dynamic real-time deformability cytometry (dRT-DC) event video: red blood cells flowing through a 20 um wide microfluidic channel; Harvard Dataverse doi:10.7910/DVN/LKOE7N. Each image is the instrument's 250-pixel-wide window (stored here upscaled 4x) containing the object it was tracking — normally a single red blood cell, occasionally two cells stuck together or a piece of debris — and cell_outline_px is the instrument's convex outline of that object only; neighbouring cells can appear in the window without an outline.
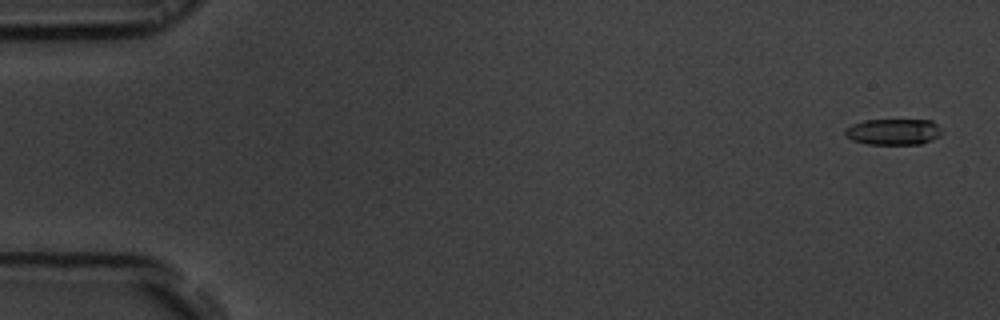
{"species": "common noctule bat (a hibernating species)", "species_latin": "Nyctalus noctula", "temperature_condition": "room temperature", "stored_images_in_passage": 54, "camera_frame_rate_fps": 3000, "um_per_image_px": 0.085, "animal": {"sex": "male", "body_mass_g": 19.5, "forearm_length_mm": 54.6}, "frame": {"image": 1, "passage_image": 2, "time_ms": 0.333, "image_size_px": [1000, 320], "cell_outline_px": [[940, 136], [932, 140], [920, 144], [868, 144], [852, 140], [844, 136], [844, 128], [852, 124], [864, 120], [932, 120], [940, 128]], "centroid_in_image_um": [75.89, 11.2], "position_along_channel_um": 9.1, "area_um2": 14.8}}
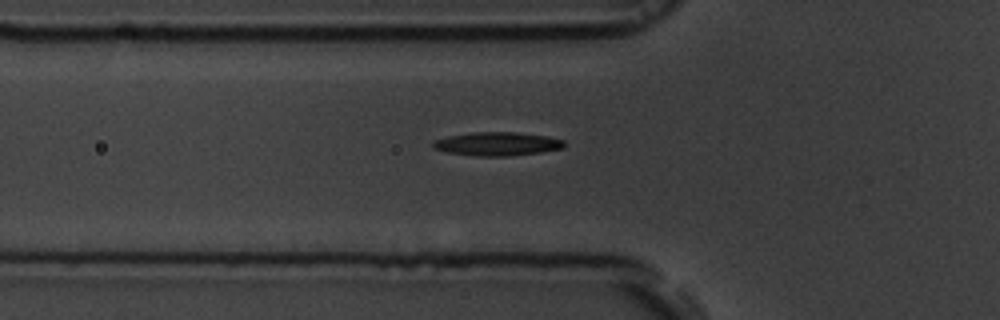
{"frame": {"image": 2, "passage_image": 19, "time_ms": 6.0, "image_size_px": [1000, 320], "cell_outline_px": [[564, 148], [540, 152], [508, 156], [476, 156], [448, 152], [432, 148], [432, 140], [448, 136], [472, 132], [516, 132], [544, 136], [564, 140]], "centroid_in_image_um": [42.22, 12.23], "position_along_channel_um": 83.6, "area_um2": 17.98}}
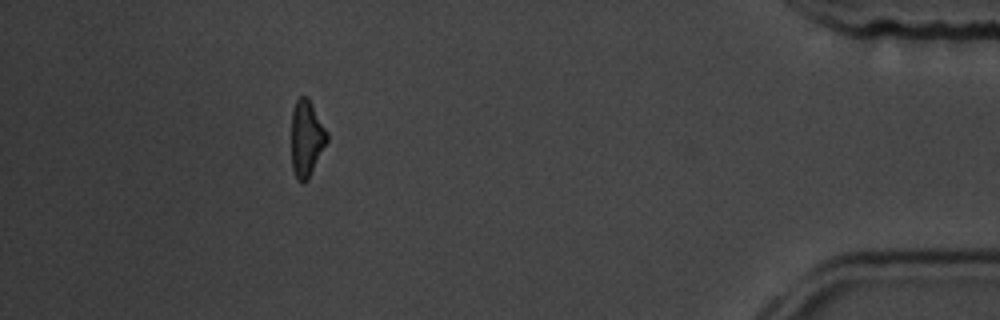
{"frame": {"image": 3, "passage_image": 49, "time_ms": 16.0, "image_size_px": [1000, 320], "cell_outline_px": [[328, 140], [308, 180], [304, 184], [300, 184], [296, 180], [292, 168], [292, 112], [296, 100], [300, 96], [308, 96], [328, 132]], "centroid_in_image_um": [26.06, 11.79], "position_along_channel_um": 409.1, "area_um2": 16.07}, "authors_computed_cell_mechanics": {"area_um2": 16.8198, "velocity_mm_per_s": 3.8004, "shape_relaxation_time_tau1_ms": 5.4191, "shape_relaxation_time_tau2_ms": null, "deformation_change_tau1": 0.1504, "deformation_change_tau2": null}}